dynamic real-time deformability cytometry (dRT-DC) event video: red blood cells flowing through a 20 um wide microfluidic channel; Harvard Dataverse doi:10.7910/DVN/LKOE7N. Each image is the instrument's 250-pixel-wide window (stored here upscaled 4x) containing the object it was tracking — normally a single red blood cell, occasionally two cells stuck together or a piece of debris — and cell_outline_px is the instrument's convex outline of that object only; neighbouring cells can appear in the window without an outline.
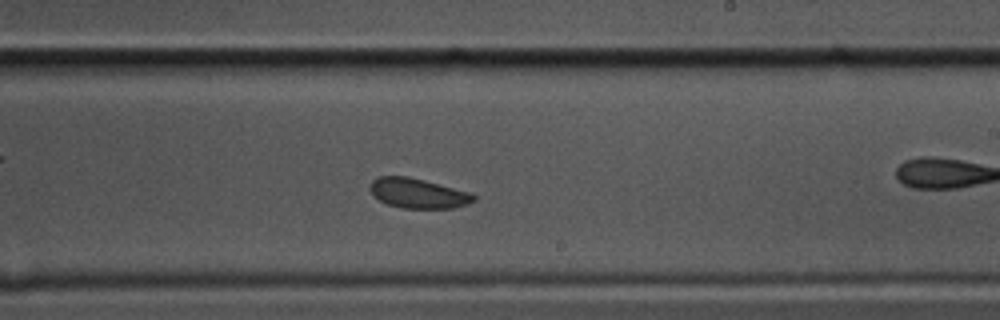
{"species": "common noctule bat (a hibernating species)", "species_latin": "Nyctalus noctula", "temperature_condition": "cold", "stored_images_in_passage": 47, "camera_frame_rate_fps": 3000, "um_per_image_px": 0.085, "animal": {"sex": "male", "body_mass_g": 17.5, "forearm_length_mm": 52.3}, "frame": {"image": 1, "passage_image": 21, "time_ms": 6.667, "image_size_px": [1000, 320], "cell_outline_px": [[476, 200], [452, 208], [400, 208], [388, 204], [380, 200], [368, 188], [372, 180], [380, 176], [408, 176], [472, 192], [476, 196]], "centroid_in_image_um": [35.54, 16.42], "position_along_channel_um": 253.5, "area_um2": 17.98}}
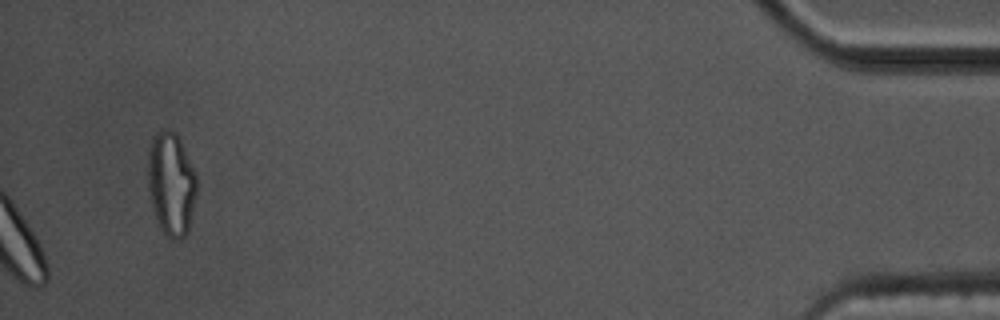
{"frame": {"image": 2, "passage_image": 47, "time_ms": 15.333, "image_size_px": [1000, 320], "cell_outline_px": [[196, 192], [188, 232], [184, 236], [176, 240], [172, 240], [160, 228], [156, 220], [148, 188], [148, 152], [152, 136], [160, 128], [168, 128], [176, 132], [180, 140], [196, 176]], "centroid_in_image_um": [14.53, 15.59], "position_along_channel_um": 420.7, "area_um2": 29.36}, "authors_computed_cell_mechanics": {"area_um2": 18.6694, "velocity_mm_per_s": 3.2844, "shape_relaxation_time_tau1_ms": 2.7685, "shape_relaxation_time_tau2_ms": 2.9869, "deformation_change_tau1": 0.0394, "deformation_change_tau2": 0.0448}}